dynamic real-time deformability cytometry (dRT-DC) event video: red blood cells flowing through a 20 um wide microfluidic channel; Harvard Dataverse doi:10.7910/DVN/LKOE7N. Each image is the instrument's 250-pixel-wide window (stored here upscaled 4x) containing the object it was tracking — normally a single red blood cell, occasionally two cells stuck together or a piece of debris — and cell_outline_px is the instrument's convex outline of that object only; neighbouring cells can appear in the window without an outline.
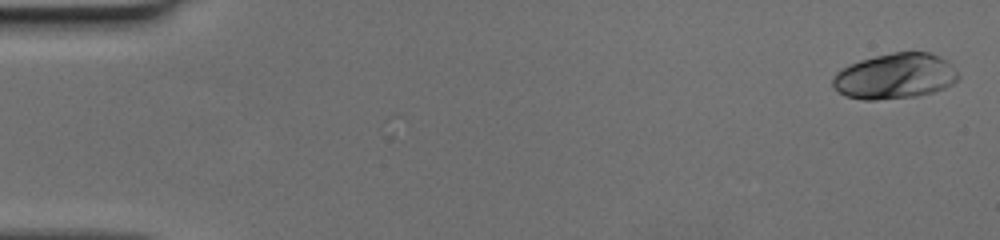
{"species": "human", "species_latin": "Homo sapiens", "temperature_condition": "cold", "stored_images_in_passage": 52, "camera_frame_rate_fps": 3000, "um_per_image_px": 0.085, "donor": {"sex": "female"}, "frame": {"image": 1, "passage_image": 1, "time_ms": 0.0, "image_size_px": [1000, 240], "cell_outline_px": [[960, 76], [952, 84], [944, 88], [932, 92], [916, 96], [876, 100], [864, 100], [844, 96], [832, 84], [832, 76], [836, 72], [848, 64], [860, 60], [892, 52], [928, 52], [944, 60]], "centroid_in_image_um": [76.01, 6.48], "position_along_channel_um": 9.0, "area_um2": 33.0}}
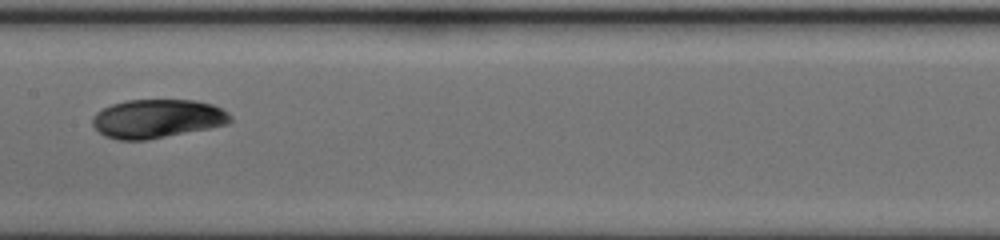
{"frame": {"image": 2, "passage_image": 27, "time_ms": 8.667, "image_size_px": [1000, 240], "cell_outline_px": [[232, 120], [228, 124], [148, 140], [116, 140], [104, 136], [92, 124], [92, 116], [96, 112], [112, 104], [124, 100], [196, 100], [212, 104], [228, 112], [232, 116]], "centroid_in_image_um": [13.35, 10.08], "position_along_channel_um": 194.0, "area_um2": 31.21}}
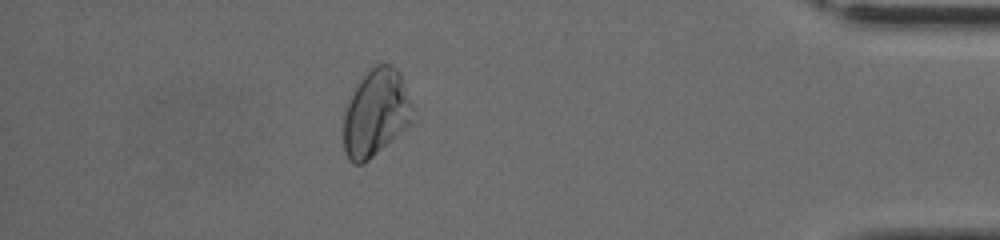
{"frame": {"image": 3, "passage_image": 46, "time_ms": 15.0, "image_size_px": [1000, 240], "cell_outline_px": [[412, 124], [408, 128], [364, 164], [352, 164], [344, 152], [344, 108], [348, 96], [352, 88], [360, 76], [372, 64], [392, 64], [400, 72], [404, 80], [412, 108]], "centroid_in_image_um": [31.92, 9.56], "position_along_channel_um": 403.3, "area_um2": 36.18}}